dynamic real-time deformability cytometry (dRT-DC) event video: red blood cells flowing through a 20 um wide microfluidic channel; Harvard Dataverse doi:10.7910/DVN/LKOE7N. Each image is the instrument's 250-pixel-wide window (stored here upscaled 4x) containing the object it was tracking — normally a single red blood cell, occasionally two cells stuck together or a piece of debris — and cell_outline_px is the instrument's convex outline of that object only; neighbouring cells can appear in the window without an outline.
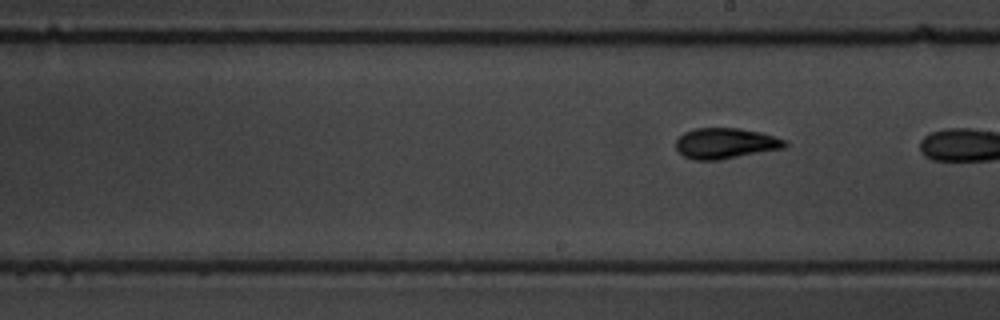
{"species": "common noctule bat (a hibernating species)", "species_latin": "Nyctalus noctula", "temperature_condition": "warm", "stored_images_in_passage": 7, "segment_of_instrument_passage": [2, 2], "camera_frame_rate_fps": 3000, "um_per_image_px": 0.085, "animal": {"sex": "male", "body_mass_g": 19.5, "forearm_length_mm": 54.6}, "frame": {"image": 1, "passage_image": 7, "time_ms": 6.667, "image_size_px": [1000, 320], "cell_outline_px": [[788, 144], [784, 148], [720, 160], [696, 160], [684, 156], [676, 148], [676, 140], [684, 132], [696, 128], [740, 128], [760, 132], [788, 140]], "centroid_in_image_um": [61.69, 12.18], "position_along_channel_um": 227.3, "area_um2": 19.54}}